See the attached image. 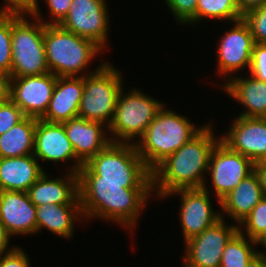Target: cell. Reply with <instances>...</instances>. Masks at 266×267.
<instances>
[{"mask_svg":"<svg viewBox=\"0 0 266 267\" xmlns=\"http://www.w3.org/2000/svg\"><path fill=\"white\" fill-rule=\"evenodd\" d=\"M233 28L220 39L218 46V71L222 74L238 72L244 67L250 68L251 56L255 44L248 23L242 18L234 22Z\"/></svg>","mask_w":266,"mask_h":267,"instance_id":"obj_14","label":"cell"},{"mask_svg":"<svg viewBox=\"0 0 266 267\" xmlns=\"http://www.w3.org/2000/svg\"><path fill=\"white\" fill-rule=\"evenodd\" d=\"M202 18L223 19L235 22L243 18L236 0H198L196 22Z\"/></svg>","mask_w":266,"mask_h":267,"instance_id":"obj_27","label":"cell"},{"mask_svg":"<svg viewBox=\"0 0 266 267\" xmlns=\"http://www.w3.org/2000/svg\"><path fill=\"white\" fill-rule=\"evenodd\" d=\"M220 140L254 163L266 157V118L237 117Z\"/></svg>","mask_w":266,"mask_h":267,"instance_id":"obj_15","label":"cell"},{"mask_svg":"<svg viewBox=\"0 0 266 267\" xmlns=\"http://www.w3.org/2000/svg\"><path fill=\"white\" fill-rule=\"evenodd\" d=\"M78 182L152 183V172L133 142H110L81 166Z\"/></svg>","mask_w":266,"mask_h":267,"instance_id":"obj_3","label":"cell"},{"mask_svg":"<svg viewBox=\"0 0 266 267\" xmlns=\"http://www.w3.org/2000/svg\"><path fill=\"white\" fill-rule=\"evenodd\" d=\"M210 126H202L193 138L152 171V190L158 189V197L178 189L203 188L207 183L202 173L208 172L211 152L220 140L214 138Z\"/></svg>","mask_w":266,"mask_h":267,"instance_id":"obj_1","label":"cell"},{"mask_svg":"<svg viewBox=\"0 0 266 267\" xmlns=\"http://www.w3.org/2000/svg\"><path fill=\"white\" fill-rule=\"evenodd\" d=\"M261 163L266 166V157L262 159Z\"/></svg>","mask_w":266,"mask_h":267,"instance_id":"obj_43","label":"cell"},{"mask_svg":"<svg viewBox=\"0 0 266 267\" xmlns=\"http://www.w3.org/2000/svg\"><path fill=\"white\" fill-rule=\"evenodd\" d=\"M254 172L259 179L263 197H266V166L261 162H257L254 164Z\"/></svg>","mask_w":266,"mask_h":267,"instance_id":"obj_39","label":"cell"},{"mask_svg":"<svg viewBox=\"0 0 266 267\" xmlns=\"http://www.w3.org/2000/svg\"><path fill=\"white\" fill-rule=\"evenodd\" d=\"M208 187L178 189L166 195L181 194L180 220L185 242L201 234L206 228L222 218V214L212 210Z\"/></svg>","mask_w":266,"mask_h":267,"instance_id":"obj_13","label":"cell"},{"mask_svg":"<svg viewBox=\"0 0 266 267\" xmlns=\"http://www.w3.org/2000/svg\"><path fill=\"white\" fill-rule=\"evenodd\" d=\"M48 4L49 13L52 15L51 22H44L45 25H59L67 16L72 0H45Z\"/></svg>","mask_w":266,"mask_h":267,"instance_id":"obj_36","label":"cell"},{"mask_svg":"<svg viewBox=\"0 0 266 267\" xmlns=\"http://www.w3.org/2000/svg\"><path fill=\"white\" fill-rule=\"evenodd\" d=\"M243 19L250 27L255 43H266V2L248 11Z\"/></svg>","mask_w":266,"mask_h":267,"instance_id":"obj_30","label":"cell"},{"mask_svg":"<svg viewBox=\"0 0 266 267\" xmlns=\"http://www.w3.org/2000/svg\"><path fill=\"white\" fill-rule=\"evenodd\" d=\"M121 90V73L108 62L102 63L91 74H84V89L78 117L104 125L107 123L108 128Z\"/></svg>","mask_w":266,"mask_h":267,"instance_id":"obj_7","label":"cell"},{"mask_svg":"<svg viewBox=\"0 0 266 267\" xmlns=\"http://www.w3.org/2000/svg\"><path fill=\"white\" fill-rule=\"evenodd\" d=\"M152 191V183L78 182L85 218L112 220L131 230Z\"/></svg>","mask_w":266,"mask_h":267,"instance_id":"obj_2","label":"cell"},{"mask_svg":"<svg viewBox=\"0 0 266 267\" xmlns=\"http://www.w3.org/2000/svg\"><path fill=\"white\" fill-rule=\"evenodd\" d=\"M239 12L244 16L248 11L261 7L266 0H236Z\"/></svg>","mask_w":266,"mask_h":267,"instance_id":"obj_38","label":"cell"},{"mask_svg":"<svg viewBox=\"0 0 266 267\" xmlns=\"http://www.w3.org/2000/svg\"><path fill=\"white\" fill-rule=\"evenodd\" d=\"M163 105L161 101L146 96L136 88L126 95L121 90L113 119L107 129L119 137L117 142L129 143V140L140 138L145 133Z\"/></svg>","mask_w":266,"mask_h":267,"instance_id":"obj_8","label":"cell"},{"mask_svg":"<svg viewBox=\"0 0 266 267\" xmlns=\"http://www.w3.org/2000/svg\"><path fill=\"white\" fill-rule=\"evenodd\" d=\"M0 221L10 236L37 233L36 206L27 192L0 191Z\"/></svg>","mask_w":266,"mask_h":267,"instance_id":"obj_17","label":"cell"},{"mask_svg":"<svg viewBox=\"0 0 266 267\" xmlns=\"http://www.w3.org/2000/svg\"><path fill=\"white\" fill-rule=\"evenodd\" d=\"M239 230V226H226L223 217L185 242L184 267H220L222 253L227 242Z\"/></svg>","mask_w":266,"mask_h":267,"instance_id":"obj_10","label":"cell"},{"mask_svg":"<svg viewBox=\"0 0 266 267\" xmlns=\"http://www.w3.org/2000/svg\"><path fill=\"white\" fill-rule=\"evenodd\" d=\"M254 241H255V244H260L261 243L266 248V232H264L263 234H261ZM264 253L265 252L257 251V255L266 257V253L265 254Z\"/></svg>","mask_w":266,"mask_h":267,"instance_id":"obj_42","label":"cell"},{"mask_svg":"<svg viewBox=\"0 0 266 267\" xmlns=\"http://www.w3.org/2000/svg\"><path fill=\"white\" fill-rule=\"evenodd\" d=\"M83 217L80 204H43L36 207L37 232L43 227L60 237L68 239L74 231V224Z\"/></svg>","mask_w":266,"mask_h":267,"instance_id":"obj_24","label":"cell"},{"mask_svg":"<svg viewBox=\"0 0 266 267\" xmlns=\"http://www.w3.org/2000/svg\"><path fill=\"white\" fill-rule=\"evenodd\" d=\"M36 118L25 117L17 125L0 135V158L33 154Z\"/></svg>","mask_w":266,"mask_h":267,"instance_id":"obj_25","label":"cell"},{"mask_svg":"<svg viewBox=\"0 0 266 267\" xmlns=\"http://www.w3.org/2000/svg\"><path fill=\"white\" fill-rule=\"evenodd\" d=\"M44 48L49 71L57 77L84 73L91 60L102 51L92 40L80 37L60 25L44 24Z\"/></svg>","mask_w":266,"mask_h":267,"instance_id":"obj_5","label":"cell"},{"mask_svg":"<svg viewBox=\"0 0 266 267\" xmlns=\"http://www.w3.org/2000/svg\"><path fill=\"white\" fill-rule=\"evenodd\" d=\"M262 198L259 179L253 172L220 201V206L228 217L240 225Z\"/></svg>","mask_w":266,"mask_h":267,"instance_id":"obj_23","label":"cell"},{"mask_svg":"<svg viewBox=\"0 0 266 267\" xmlns=\"http://www.w3.org/2000/svg\"><path fill=\"white\" fill-rule=\"evenodd\" d=\"M242 229L239 230L227 242L222 253L220 267H247L250 261L257 255L252 247L254 240L247 241ZM250 244H249V243ZM253 244V245H252Z\"/></svg>","mask_w":266,"mask_h":267,"instance_id":"obj_26","label":"cell"},{"mask_svg":"<svg viewBox=\"0 0 266 267\" xmlns=\"http://www.w3.org/2000/svg\"><path fill=\"white\" fill-rule=\"evenodd\" d=\"M56 81L51 72L10 78V99L26 117L39 119L47 111Z\"/></svg>","mask_w":266,"mask_h":267,"instance_id":"obj_12","label":"cell"},{"mask_svg":"<svg viewBox=\"0 0 266 267\" xmlns=\"http://www.w3.org/2000/svg\"><path fill=\"white\" fill-rule=\"evenodd\" d=\"M11 61V13H0V71L10 74Z\"/></svg>","mask_w":266,"mask_h":267,"instance_id":"obj_28","label":"cell"},{"mask_svg":"<svg viewBox=\"0 0 266 267\" xmlns=\"http://www.w3.org/2000/svg\"><path fill=\"white\" fill-rule=\"evenodd\" d=\"M9 237H11L5 230L4 225L0 221V255L7 253L6 249L9 246Z\"/></svg>","mask_w":266,"mask_h":267,"instance_id":"obj_40","label":"cell"},{"mask_svg":"<svg viewBox=\"0 0 266 267\" xmlns=\"http://www.w3.org/2000/svg\"><path fill=\"white\" fill-rule=\"evenodd\" d=\"M247 267H266V257L256 255Z\"/></svg>","mask_w":266,"mask_h":267,"instance_id":"obj_41","label":"cell"},{"mask_svg":"<svg viewBox=\"0 0 266 267\" xmlns=\"http://www.w3.org/2000/svg\"><path fill=\"white\" fill-rule=\"evenodd\" d=\"M250 75L266 82V43H255L251 56Z\"/></svg>","mask_w":266,"mask_h":267,"instance_id":"obj_33","label":"cell"},{"mask_svg":"<svg viewBox=\"0 0 266 267\" xmlns=\"http://www.w3.org/2000/svg\"><path fill=\"white\" fill-rule=\"evenodd\" d=\"M224 89L235 100L246 107L241 117L266 118V82L250 75V78L232 77Z\"/></svg>","mask_w":266,"mask_h":267,"instance_id":"obj_22","label":"cell"},{"mask_svg":"<svg viewBox=\"0 0 266 267\" xmlns=\"http://www.w3.org/2000/svg\"><path fill=\"white\" fill-rule=\"evenodd\" d=\"M254 164L251 159L233 151L221 140L217 142L210 155L208 171L219 205L243 179L254 172Z\"/></svg>","mask_w":266,"mask_h":267,"instance_id":"obj_9","label":"cell"},{"mask_svg":"<svg viewBox=\"0 0 266 267\" xmlns=\"http://www.w3.org/2000/svg\"><path fill=\"white\" fill-rule=\"evenodd\" d=\"M165 2L180 24L196 23L198 0H165Z\"/></svg>","mask_w":266,"mask_h":267,"instance_id":"obj_31","label":"cell"},{"mask_svg":"<svg viewBox=\"0 0 266 267\" xmlns=\"http://www.w3.org/2000/svg\"><path fill=\"white\" fill-rule=\"evenodd\" d=\"M6 7L0 10V13H18L31 15L34 11L39 10V0H5Z\"/></svg>","mask_w":266,"mask_h":267,"instance_id":"obj_35","label":"cell"},{"mask_svg":"<svg viewBox=\"0 0 266 267\" xmlns=\"http://www.w3.org/2000/svg\"><path fill=\"white\" fill-rule=\"evenodd\" d=\"M43 173L33 154L0 158V191L27 192Z\"/></svg>","mask_w":266,"mask_h":267,"instance_id":"obj_21","label":"cell"},{"mask_svg":"<svg viewBox=\"0 0 266 267\" xmlns=\"http://www.w3.org/2000/svg\"><path fill=\"white\" fill-rule=\"evenodd\" d=\"M62 124L76 157L83 164L103 150L110 142L118 140L112 137L106 138L103 127L107 126L101 122L75 117Z\"/></svg>","mask_w":266,"mask_h":267,"instance_id":"obj_18","label":"cell"},{"mask_svg":"<svg viewBox=\"0 0 266 267\" xmlns=\"http://www.w3.org/2000/svg\"><path fill=\"white\" fill-rule=\"evenodd\" d=\"M201 129L192 125L191 121L184 116L174 111L164 110L163 105L139 142L134 144L144 164L152 172Z\"/></svg>","mask_w":266,"mask_h":267,"instance_id":"obj_4","label":"cell"},{"mask_svg":"<svg viewBox=\"0 0 266 267\" xmlns=\"http://www.w3.org/2000/svg\"><path fill=\"white\" fill-rule=\"evenodd\" d=\"M67 179H49L44 172L27 191L30 201L37 207L43 204H80L78 174L68 172Z\"/></svg>","mask_w":266,"mask_h":267,"instance_id":"obj_20","label":"cell"},{"mask_svg":"<svg viewBox=\"0 0 266 267\" xmlns=\"http://www.w3.org/2000/svg\"><path fill=\"white\" fill-rule=\"evenodd\" d=\"M25 14L11 13L12 61L10 78L46 74L49 71L44 48V23L40 11L31 15L33 23ZM36 20V22H35Z\"/></svg>","mask_w":266,"mask_h":267,"instance_id":"obj_6","label":"cell"},{"mask_svg":"<svg viewBox=\"0 0 266 267\" xmlns=\"http://www.w3.org/2000/svg\"><path fill=\"white\" fill-rule=\"evenodd\" d=\"M25 117L22 110L10 98L0 103V135L17 125Z\"/></svg>","mask_w":266,"mask_h":267,"instance_id":"obj_32","label":"cell"},{"mask_svg":"<svg viewBox=\"0 0 266 267\" xmlns=\"http://www.w3.org/2000/svg\"><path fill=\"white\" fill-rule=\"evenodd\" d=\"M240 224L241 227L245 224V231L247 232L248 238L251 240H255L266 232V197H263L259 201Z\"/></svg>","mask_w":266,"mask_h":267,"instance_id":"obj_29","label":"cell"},{"mask_svg":"<svg viewBox=\"0 0 266 267\" xmlns=\"http://www.w3.org/2000/svg\"><path fill=\"white\" fill-rule=\"evenodd\" d=\"M105 0H72L69 12L59 24L80 37L95 42L102 49L107 43L108 11Z\"/></svg>","mask_w":266,"mask_h":267,"instance_id":"obj_11","label":"cell"},{"mask_svg":"<svg viewBox=\"0 0 266 267\" xmlns=\"http://www.w3.org/2000/svg\"><path fill=\"white\" fill-rule=\"evenodd\" d=\"M7 253L0 255V267H29L27 254L19 247L7 249Z\"/></svg>","mask_w":266,"mask_h":267,"instance_id":"obj_34","label":"cell"},{"mask_svg":"<svg viewBox=\"0 0 266 267\" xmlns=\"http://www.w3.org/2000/svg\"><path fill=\"white\" fill-rule=\"evenodd\" d=\"M10 98V74L0 71V103Z\"/></svg>","mask_w":266,"mask_h":267,"instance_id":"obj_37","label":"cell"},{"mask_svg":"<svg viewBox=\"0 0 266 267\" xmlns=\"http://www.w3.org/2000/svg\"><path fill=\"white\" fill-rule=\"evenodd\" d=\"M83 89L82 74L77 77H57L47 111L40 119L62 124L78 117Z\"/></svg>","mask_w":266,"mask_h":267,"instance_id":"obj_19","label":"cell"},{"mask_svg":"<svg viewBox=\"0 0 266 267\" xmlns=\"http://www.w3.org/2000/svg\"><path fill=\"white\" fill-rule=\"evenodd\" d=\"M33 155L37 160L43 161H68L75 159L72 173H79L83 163L76 157L70 140L66 136L64 125L61 123L48 122L36 118Z\"/></svg>","mask_w":266,"mask_h":267,"instance_id":"obj_16","label":"cell"}]
</instances>
